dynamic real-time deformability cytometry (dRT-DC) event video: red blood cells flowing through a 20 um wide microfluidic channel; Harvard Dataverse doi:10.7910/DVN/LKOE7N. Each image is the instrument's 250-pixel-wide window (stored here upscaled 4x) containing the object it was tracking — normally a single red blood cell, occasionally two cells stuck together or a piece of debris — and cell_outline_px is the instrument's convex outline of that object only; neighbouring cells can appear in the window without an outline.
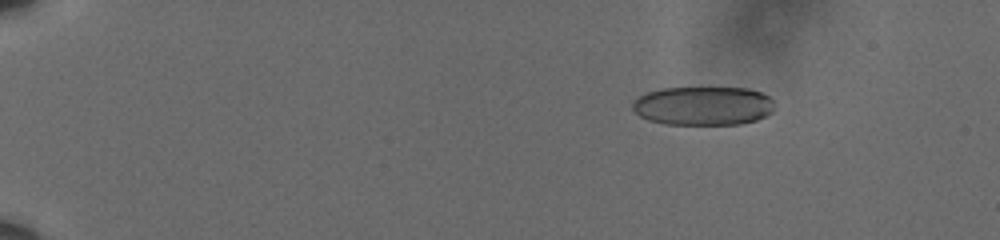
{"species": "human", "species_latin": "Homo sapiens", "temperature_condition": "cold", "stored_images_in_passage": 13, "camera_frame_rate_fps": 3000, "um_per_image_px": 0.085, "donor": {"sex": "male"}, "frame": {"image": 1, "passage_image": 3, "time_ms": 0.667, "image_size_px": [1000, 240], "cell_outline_px": [[772, 112], [756, 120], [740, 124], [664, 124], [648, 120], [640, 116], [632, 108], [632, 100], [644, 92], [660, 88], [748, 88], [760, 92], [768, 96], [772, 100]], "centroid_in_image_um": [59.71, 8.99], "position_along_channel_um": 25.3, "area_um2": 32.25}}
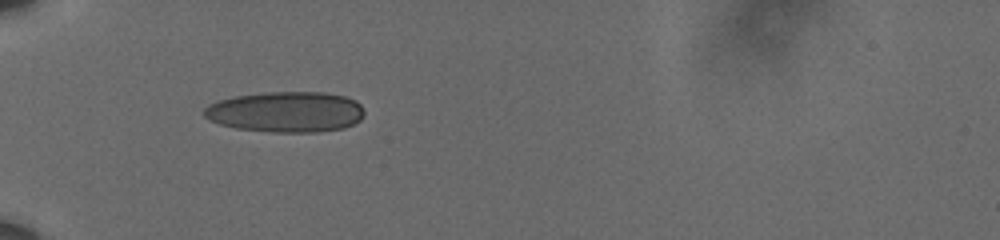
{"frame": {"image": 2, "passage_image": 9, "time_ms": 2.667, "image_size_px": [1000, 240], "cell_outline_px": [[364, 116], [360, 120], [344, 128], [320, 132], [272, 132], [236, 128], [220, 124], [208, 120], [204, 116], [204, 108], [208, 104], [220, 100], [236, 96], [268, 92], [324, 92], [344, 96], [356, 100], [360, 104], [364, 112]], "centroid_in_image_um": [24.32, 9.51], "position_along_channel_um": 60.7, "area_um2": 38.09}}
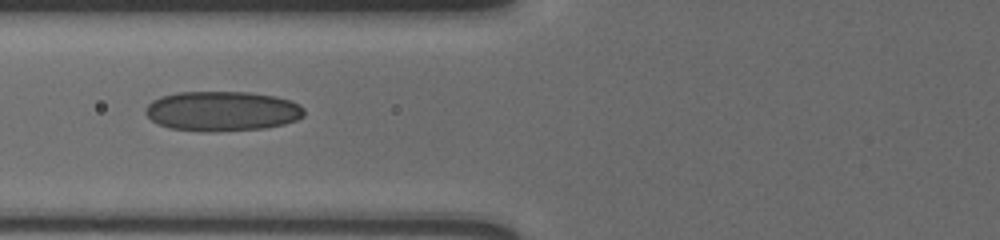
{"frame": {"image": 3, "passage_image": 12, "time_ms": 3.667, "image_size_px": [1000, 240], "cell_outline_px": [[304, 116], [296, 120], [284, 124], [264, 128], [212, 132], [204, 132], [168, 128], [152, 120], [144, 112], [144, 108], [152, 100], [160, 96], [176, 92], [248, 92], [276, 96], [292, 100], [300, 104], [304, 108]], "centroid_in_image_um": [18.88, 9.44], "position_along_channel_um": 106.9, "area_um2": 37.22}}